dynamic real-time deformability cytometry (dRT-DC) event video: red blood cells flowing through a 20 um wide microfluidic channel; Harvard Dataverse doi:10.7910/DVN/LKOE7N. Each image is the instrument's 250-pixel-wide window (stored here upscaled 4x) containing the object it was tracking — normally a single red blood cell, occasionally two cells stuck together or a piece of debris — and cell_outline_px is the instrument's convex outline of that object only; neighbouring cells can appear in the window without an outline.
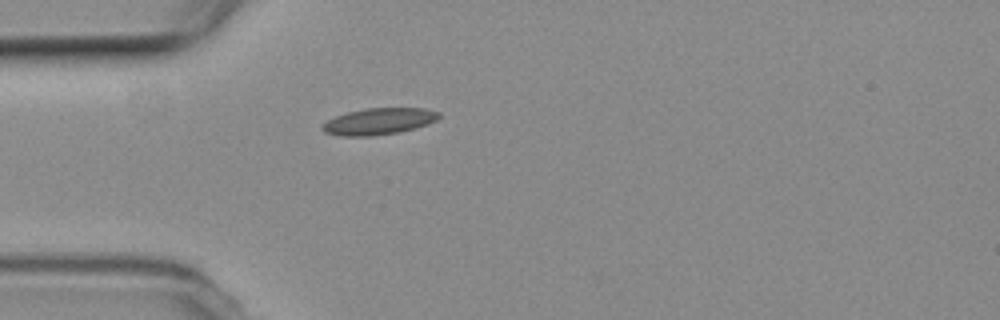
{"species": "common noctule bat (a hibernating species)", "species_latin": "Nyctalus noctula", "temperature_condition": "room temperature", "stored_images_in_passage": 5, "camera_frame_rate_fps": 3000, "um_per_image_px": 0.085, "animal": {"sex": "female", "body_mass_g": 19.3, "forearm_length_mm": 54.1}, "frame": {"image": 1, "passage_image": 1, "time_ms": 0.0, "image_size_px": [1000, 320], "cell_outline_px": [[440, 116], [436, 120], [428, 124], [400, 132], [372, 136], [340, 136], [324, 132], [320, 128], [328, 120], [336, 116], [348, 112], [368, 108], [424, 108], [440, 112]], "centroid_in_image_um": [32.21, 10.32], "position_along_channel_um": 52.8, "area_um2": 17.98}}